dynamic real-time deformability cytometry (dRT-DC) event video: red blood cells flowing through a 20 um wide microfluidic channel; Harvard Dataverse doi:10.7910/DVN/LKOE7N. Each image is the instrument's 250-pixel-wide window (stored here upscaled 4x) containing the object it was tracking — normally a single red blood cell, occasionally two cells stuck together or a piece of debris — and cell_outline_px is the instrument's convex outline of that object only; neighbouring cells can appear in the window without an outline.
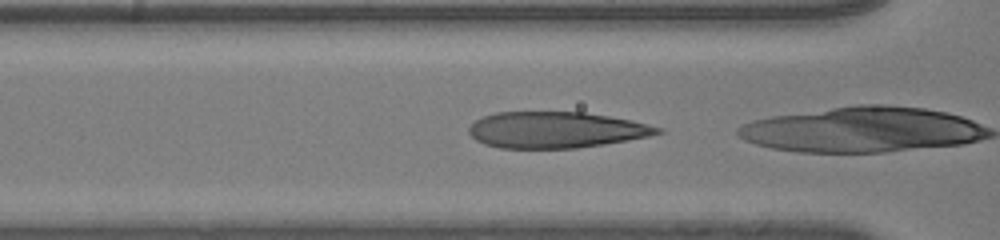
{"species": "human", "species_latin": "Homo sapiens", "temperature_condition": "room temperature", "stored_images_in_passage": 30, "camera_frame_rate_fps": 3000, "um_per_image_px": 0.085, "donor": {"sex": "male"}, "frame": {"image": 1, "passage_image": 29, "time_ms": 9.333, "image_size_px": [1000, 240], "cell_outline_px": [[664, 132], [648, 136], [628, 140], [604, 144], [576, 148], [500, 148], [484, 144], [476, 140], [468, 132], [468, 128], [476, 120], [484, 116], [496, 112], [584, 112], [608, 116], [628, 120], [664, 128]], "centroid_in_image_um": [47.24, 11.04], "position_along_channel_um": 119.4, "area_um2": 39.65}}